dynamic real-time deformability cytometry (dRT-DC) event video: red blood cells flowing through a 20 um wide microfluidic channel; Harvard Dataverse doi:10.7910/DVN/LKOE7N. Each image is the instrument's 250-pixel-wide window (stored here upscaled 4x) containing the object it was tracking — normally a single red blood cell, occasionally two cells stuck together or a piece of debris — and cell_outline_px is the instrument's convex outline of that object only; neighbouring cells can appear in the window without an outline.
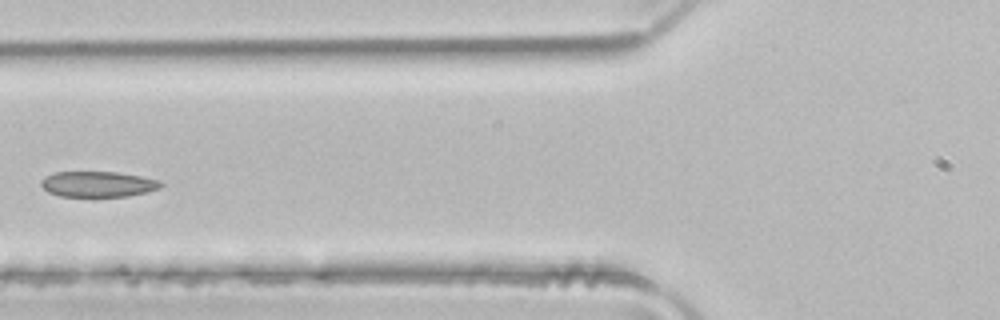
{"species": "common noctule bat (a hibernating species)", "species_latin": "Nyctalus noctula", "temperature_condition": "room temperature", "stored_images_in_passage": 4, "camera_frame_rate_fps": 3000, "um_per_image_px": 0.085, "animal": {"sex": "male", "body_mass_g": 21.5, "forearm_length_mm": 52.0}, "frame": {"image": 1, "passage_image": 4, "time_ms": 1.0, "image_size_px": [1000, 320], "cell_outline_px": [[164, 184], [160, 188], [148, 192], [128, 196], [60, 196], [48, 192], [40, 184], [40, 180], [44, 176], [56, 172], [116, 172], [140, 176], [160, 180]], "centroid_in_image_um": [8.33, 15.65], "position_along_channel_um": 117.5, "area_um2": 17.92}}